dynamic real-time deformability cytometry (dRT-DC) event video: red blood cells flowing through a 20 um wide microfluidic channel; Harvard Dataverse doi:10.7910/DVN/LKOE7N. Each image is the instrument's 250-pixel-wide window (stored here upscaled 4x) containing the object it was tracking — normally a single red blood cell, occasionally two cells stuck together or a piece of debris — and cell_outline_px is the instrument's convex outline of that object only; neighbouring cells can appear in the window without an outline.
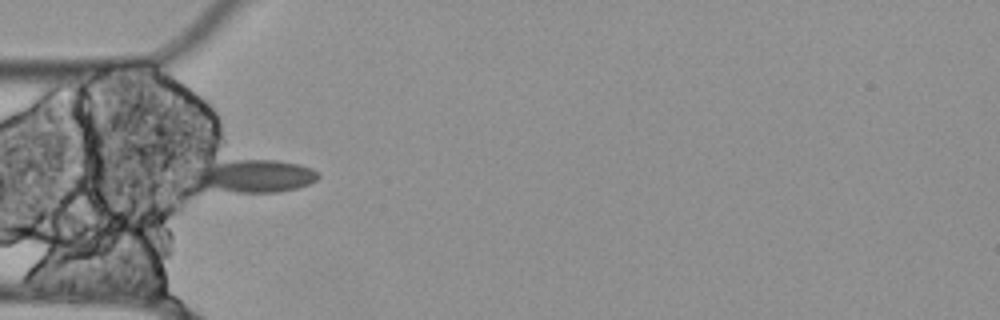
{"species": "Egyptian fruit bat (a non-hibernating species)", "species_latin": "Rousettus aegyptiacus", "temperature_condition": "cold", "stored_images_in_passage": 11, "camera_frame_rate_fps": 3000, "um_per_image_px": 0.085, "animal": {"sex": "female"}, "frame": {"image": 1, "passage_image": 1, "time_ms": 0.0, "image_size_px": [1000, 320], "cell_outline_px": [[320, 176], [316, 180], [308, 184], [296, 188], [276, 192], [240, 192], [196, 188], [188, 176], [196, 168], [232, 160], [276, 160], [300, 164], [312, 168], [320, 172]], "centroid_in_image_um": [21.53, 14.97], "position_along_channel_um": 63.5, "area_um2": 24.33}}
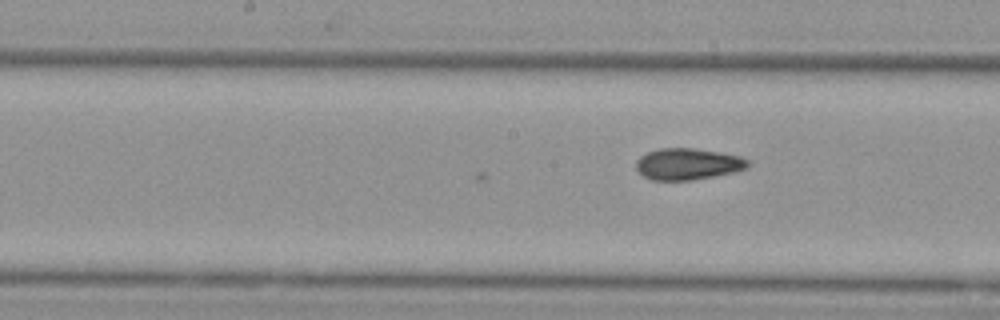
{"frame": {"image": 2, "passage_image": 11, "time_ms": 3.333, "image_size_px": [1000, 320], "cell_outline_px": [[748, 168], [732, 172], [692, 180], [652, 180], [644, 176], [636, 168], [636, 160], [640, 156], [648, 152], [660, 148], [696, 148], [720, 152], [740, 156], [748, 160]], "centroid_in_image_um": [58.45, 13.93], "position_along_channel_um": 189.8, "area_um2": 20.4}}